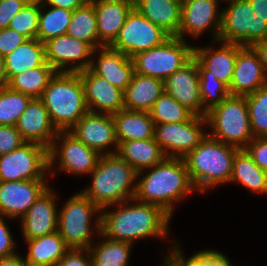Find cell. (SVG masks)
I'll return each instance as SVG.
<instances>
[{
    "instance_id": "cell-1",
    "label": "cell",
    "mask_w": 267,
    "mask_h": 266,
    "mask_svg": "<svg viewBox=\"0 0 267 266\" xmlns=\"http://www.w3.org/2000/svg\"><path fill=\"white\" fill-rule=\"evenodd\" d=\"M120 207V210L102 213L98 218L96 225L99 234L131 244L133 239L166 237L171 215L162 207L144 202L128 207L120 204Z\"/></svg>"
},
{
    "instance_id": "cell-2",
    "label": "cell",
    "mask_w": 267,
    "mask_h": 266,
    "mask_svg": "<svg viewBox=\"0 0 267 266\" xmlns=\"http://www.w3.org/2000/svg\"><path fill=\"white\" fill-rule=\"evenodd\" d=\"M151 168L152 171L136 184L133 200L158 205L171 215L173 201L195 188L186 164L183 158L165 157Z\"/></svg>"
},
{
    "instance_id": "cell-3",
    "label": "cell",
    "mask_w": 267,
    "mask_h": 266,
    "mask_svg": "<svg viewBox=\"0 0 267 266\" xmlns=\"http://www.w3.org/2000/svg\"><path fill=\"white\" fill-rule=\"evenodd\" d=\"M40 99L57 131H68L89 112L79 72H56Z\"/></svg>"
},
{
    "instance_id": "cell-4",
    "label": "cell",
    "mask_w": 267,
    "mask_h": 266,
    "mask_svg": "<svg viewBox=\"0 0 267 266\" xmlns=\"http://www.w3.org/2000/svg\"><path fill=\"white\" fill-rule=\"evenodd\" d=\"M96 168L92 171L93 182L82 191L101 210L116 203L134 199L136 185L129 191L137 172L116 152L101 153Z\"/></svg>"
},
{
    "instance_id": "cell-5",
    "label": "cell",
    "mask_w": 267,
    "mask_h": 266,
    "mask_svg": "<svg viewBox=\"0 0 267 266\" xmlns=\"http://www.w3.org/2000/svg\"><path fill=\"white\" fill-rule=\"evenodd\" d=\"M239 150L206 135L200 144L183 158L194 187L203 192L209 186L230 182L233 159Z\"/></svg>"
},
{
    "instance_id": "cell-6",
    "label": "cell",
    "mask_w": 267,
    "mask_h": 266,
    "mask_svg": "<svg viewBox=\"0 0 267 266\" xmlns=\"http://www.w3.org/2000/svg\"><path fill=\"white\" fill-rule=\"evenodd\" d=\"M205 118L214 129L209 136L215 140L244 149L254 138L245 96L229 95L207 111Z\"/></svg>"
},
{
    "instance_id": "cell-7",
    "label": "cell",
    "mask_w": 267,
    "mask_h": 266,
    "mask_svg": "<svg viewBox=\"0 0 267 266\" xmlns=\"http://www.w3.org/2000/svg\"><path fill=\"white\" fill-rule=\"evenodd\" d=\"M193 50L183 39L171 36L162 45L131 57L134 72L164 81L193 57Z\"/></svg>"
},
{
    "instance_id": "cell-8",
    "label": "cell",
    "mask_w": 267,
    "mask_h": 266,
    "mask_svg": "<svg viewBox=\"0 0 267 266\" xmlns=\"http://www.w3.org/2000/svg\"><path fill=\"white\" fill-rule=\"evenodd\" d=\"M229 1V7L221 12L219 41L253 47L267 37V23L256 17L248 0Z\"/></svg>"
},
{
    "instance_id": "cell-9",
    "label": "cell",
    "mask_w": 267,
    "mask_h": 266,
    "mask_svg": "<svg viewBox=\"0 0 267 266\" xmlns=\"http://www.w3.org/2000/svg\"><path fill=\"white\" fill-rule=\"evenodd\" d=\"M101 210L83 192L71 197L58 216L57 231L70 249L90 248L89 221Z\"/></svg>"
},
{
    "instance_id": "cell-10",
    "label": "cell",
    "mask_w": 267,
    "mask_h": 266,
    "mask_svg": "<svg viewBox=\"0 0 267 266\" xmlns=\"http://www.w3.org/2000/svg\"><path fill=\"white\" fill-rule=\"evenodd\" d=\"M48 169L49 149L35 142L0 156V181L44 180Z\"/></svg>"
},
{
    "instance_id": "cell-11",
    "label": "cell",
    "mask_w": 267,
    "mask_h": 266,
    "mask_svg": "<svg viewBox=\"0 0 267 266\" xmlns=\"http://www.w3.org/2000/svg\"><path fill=\"white\" fill-rule=\"evenodd\" d=\"M170 37L133 7L110 47L131 58L139 52L162 45Z\"/></svg>"
},
{
    "instance_id": "cell-12",
    "label": "cell",
    "mask_w": 267,
    "mask_h": 266,
    "mask_svg": "<svg viewBox=\"0 0 267 266\" xmlns=\"http://www.w3.org/2000/svg\"><path fill=\"white\" fill-rule=\"evenodd\" d=\"M205 121L204 116L194 115L184 122L155 124L154 139L166 157L184 158L206 137L200 126ZM167 149H170L171 153L168 154Z\"/></svg>"
},
{
    "instance_id": "cell-13",
    "label": "cell",
    "mask_w": 267,
    "mask_h": 266,
    "mask_svg": "<svg viewBox=\"0 0 267 266\" xmlns=\"http://www.w3.org/2000/svg\"><path fill=\"white\" fill-rule=\"evenodd\" d=\"M15 127L26 142H35L49 149V168L57 155V147L54 138L59 140L61 133L57 131L50 121L47 109L40 98H32L24 113L18 118ZM56 134V135H54ZM53 138V139H52Z\"/></svg>"
},
{
    "instance_id": "cell-14",
    "label": "cell",
    "mask_w": 267,
    "mask_h": 266,
    "mask_svg": "<svg viewBox=\"0 0 267 266\" xmlns=\"http://www.w3.org/2000/svg\"><path fill=\"white\" fill-rule=\"evenodd\" d=\"M267 73L259 53L252 46L237 44V57L233 78L229 86L230 95L246 96L267 85Z\"/></svg>"
},
{
    "instance_id": "cell-15",
    "label": "cell",
    "mask_w": 267,
    "mask_h": 266,
    "mask_svg": "<svg viewBox=\"0 0 267 266\" xmlns=\"http://www.w3.org/2000/svg\"><path fill=\"white\" fill-rule=\"evenodd\" d=\"M164 92L194 115L204 116V110L201 109L198 61L194 57L164 80Z\"/></svg>"
},
{
    "instance_id": "cell-16",
    "label": "cell",
    "mask_w": 267,
    "mask_h": 266,
    "mask_svg": "<svg viewBox=\"0 0 267 266\" xmlns=\"http://www.w3.org/2000/svg\"><path fill=\"white\" fill-rule=\"evenodd\" d=\"M46 62L57 72L72 61L83 60L76 66L64 70V72H80L90 68L92 59L86 60L95 51L88 43L68 36H57L44 43Z\"/></svg>"
},
{
    "instance_id": "cell-17",
    "label": "cell",
    "mask_w": 267,
    "mask_h": 266,
    "mask_svg": "<svg viewBox=\"0 0 267 266\" xmlns=\"http://www.w3.org/2000/svg\"><path fill=\"white\" fill-rule=\"evenodd\" d=\"M47 188L44 180L0 181V216L23 217Z\"/></svg>"
},
{
    "instance_id": "cell-18",
    "label": "cell",
    "mask_w": 267,
    "mask_h": 266,
    "mask_svg": "<svg viewBox=\"0 0 267 266\" xmlns=\"http://www.w3.org/2000/svg\"><path fill=\"white\" fill-rule=\"evenodd\" d=\"M70 131L89 148L99 154L110 144L117 146L115 123L112 114L86 113Z\"/></svg>"
},
{
    "instance_id": "cell-19",
    "label": "cell",
    "mask_w": 267,
    "mask_h": 266,
    "mask_svg": "<svg viewBox=\"0 0 267 266\" xmlns=\"http://www.w3.org/2000/svg\"><path fill=\"white\" fill-rule=\"evenodd\" d=\"M89 112L97 113L95 105L105 114H115L124 109L123 91L93 73L89 68L79 72Z\"/></svg>"
},
{
    "instance_id": "cell-20",
    "label": "cell",
    "mask_w": 267,
    "mask_h": 266,
    "mask_svg": "<svg viewBox=\"0 0 267 266\" xmlns=\"http://www.w3.org/2000/svg\"><path fill=\"white\" fill-rule=\"evenodd\" d=\"M96 13L97 33L102 46H110L117 38L128 13L134 7L133 0H89Z\"/></svg>"
},
{
    "instance_id": "cell-21",
    "label": "cell",
    "mask_w": 267,
    "mask_h": 266,
    "mask_svg": "<svg viewBox=\"0 0 267 266\" xmlns=\"http://www.w3.org/2000/svg\"><path fill=\"white\" fill-rule=\"evenodd\" d=\"M216 10L217 0H188L182 3L178 37L183 39V34L187 32L198 36L213 24L216 30L215 41H218L222 14H217Z\"/></svg>"
},
{
    "instance_id": "cell-22",
    "label": "cell",
    "mask_w": 267,
    "mask_h": 266,
    "mask_svg": "<svg viewBox=\"0 0 267 266\" xmlns=\"http://www.w3.org/2000/svg\"><path fill=\"white\" fill-rule=\"evenodd\" d=\"M52 193L47 188L22 217V231L26 240L57 231L58 215Z\"/></svg>"
},
{
    "instance_id": "cell-23",
    "label": "cell",
    "mask_w": 267,
    "mask_h": 266,
    "mask_svg": "<svg viewBox=\"0 0 267 266\" xmlns=\"http://www.w3.org/2000/svg\"><path fill=\"white\" fill-rule=\"evenodd\" d=\"M101 49L97 64L95 65L93 59L89 69L124 91L134 74L132 59L110 46H102Z\"/></svg>"
},
{
    "instance_id": "cell-24",
    "label": "cell",
    "mask_w": 267,
    "mask_h": 266,
    "mask_svg": "<svg viewBox=\"0 0 267 266\" xmlns=\"http://www.w3.org/2000/svg\"><path fill=\"white\" fill-rule=\"evenodd\" d=\"M60 146V167L68 172L82 174L91 173L101 156L96 150L89 148L70 131L64 133Z\"/></svg>"
},
{
    "instance_id": "cell-25",
    "label": "cell",
    "mask_w": 267,
    "mask_h": 266,
    "mask_svg": "<svg viewBox=\"0 0 267 266\" xmlns=\"http://www.w3.org/2000/svg\"><path fill=\"white\" fill-rule=\"evenodd\" d=\"M182 4L176 0H134V8L170 36L178 37Z\"/></svg>"
},
{
    "instance_id": "cell-26",
    "label": "cell",
    "mask_w": 267,
    "mask_h": 266,
    "mask_svg": "<svg viewBox=\"0 0 267 266\" xmlns=\"http://www.w3.org/2000/svg\"><path fill=\"white\" fill-rule=\"evenodd\" d=\"M164 92V81L134 72L127 88L123 91L124 109L149 111Z\"/></svg>"
},
{
    "instance_id": "cell-27",
    "label": "cell",
    "mask_w": 267,
    "mask_h": 266,
    "mask_svg": "<svg viewBox=\"0 0 267 266\" xmlns=\"http://www.w3.org/2000/svg\"><path fill=\"white\" fill-rule=\"evenodd\" d=\"M193 57L206 70L212 72L217 80L229 88L235 68L237 44L225 43L217 51H212L210 48L194 47Z\"/></svg>"
},
{
    "instance_id": "cell-28",
    "label": "cell",
    "mask_w": 267,
    "mask_h": 266,
    "mask_svg": "<svg viewBox=\"0 0 267 266\" xmlns=\"http://www.w3.org/2000/svg\"><path fill=\"white\" fill-rule=\"evenodd\" d=\"M117 142V154L135 169L137 176L143 169L159 164L166 157L154 138Z\"/></svg>"
},
{
    "instance_id": "cell-29",
    "label": "cell",
    "mask_w": 267,
    "mask_h": 266,
    "mask_svg": "<svg viewBox=\"0 0 267 266\" xmlns=\"http://www.w3.org/2000/svg\"><path fill=\"white\" fill-rule=\"evenodd\" d=\"M117 141L154 138V121L148 111L120 110L112 115Z\"/></svg>"
},
{
    "instance_id": "cell-30",
    "label": "cell",
    "mask_w": 267,
    "mask_h": 266,
    "mask_svg": "<svg viewBox=\"0 0 267 266\" xmlns=\"http://www.w3.org/2000/svg\"><path fill=\"white\" fill-rule=\"evenodd\" d=\"M46 63L45 46L37 38L27 39L13 52L4 56L5 73L8 82L25 70L43 66Z\"/></svg>"
},
{
    "instance_id": "cell-31",
    "label": "cell",
    "mask_w": 267,
    "mask_h": 266,
    "mask_svg": "<svg viewBox=\"0 0 267 266\" xmlns=\"http://www.w3.org/2000/svg\"><path fill=\"white\" fill-rule=\"evenodd\" d=\"M26 241L29 252L25 261L36 266H56L70 250L58 231Z\"/></svg>"
},
{
    "instance_id": "cell-32",
    "label": "cell",
    "mask_w": 267,
    "mask_h": 266,
    "mask_svg": "<svg viewBox=\"0 0 267 266\" xmlns=\"http://www.w3.org/2000/svg\"><path fill=\"white\" fill-rule=\"evenodd\" d=\"M235 180L254 192L267 193V171L259 168L244 149L233 159L230 182Z\"/></svg>"
},
{
    "instance_id": "cell-33",
    "label": "cell",
    "mask_w": 267,
    "mask_h": 266,
    "mask_svg": "<svg viewBox=\"0 0 267 266\" xmlns=\"http://www.w3.org/2000/svg\"><path fill=\"white\" fill-rule=\"evenodd\" d=\"M56 72L57 71L46 62L43 66L25 70L15 75L8 82V86L12 90L29 95L32 98H40Z\"/></svg>"
},
{
    "instance_id": "cell-34",
    "label": "cell",
    "mask_w": 267,
    "mask_h": 266,
    "mask_svg": "<svg viewBox=\"0 0 267 266\" xmlns=\"http://www.w3.org/2000/svg\"><path fill=\"white\" fill-rule=\"evenodd\" d=\"M67 35L88 43L94 50L99 47L97 19L93 4L89 1L73 11Z\"/></svg>"
},
{
    "instance_id": "cell-35",
    "label": "cell",
    "mask_w": 267,
    "mask_h": 266,
    "mask_svg": "<svg viewBox=\"0 0 267 266\" xmlns=\"http://www.w3.org/2000/svg\"><path fill=\"white\" fill-rule=\"evenodd\" d=\"M96 249H88L92 254V266H127L131 243L106 239Z\"/></svg>"
},
{
    "instance_id": "cell-36",
    "label": "cell",
    "mask_w": 267,
    "mask_h": 266,
    "mask_svg": "<svg viewBox=\"0 0 267 266\" xmlns=\"http://www.w3.org/2000/svg\"><path fill=\"white\" fill-rule=\"evenodd\" d=\"M73 11L52 7L47 13L40 9L37 39L45 43L47 40L67 34Z\"/></svg>"
},
{
    "instance_id": "cell-37",
    "label": "cell",
    "mask_w": 267,
    "mask_h": 266,
    "mask_svg": "<svg viewBox=\"0 0 267 266\" xmlns=\"http://www.w3.org/2000/svg\"><path fill=\"white\" fill-rule=\"evenodd\" d=\"M154 124L179 123L190 120L194 114L165 92L148 111Z\"/></svg>"
},
{
    "instance_id": "cell-38",
    "label": "cell",
    "mask_w": 267,
    "mask_h": 266,
    "mask_svg": "<svg viewBox=\"0 0 267 266\" xmlns=\"http://www.w3.org/2000/svg\"><path fill=\"white\" fill-rule=\"evenodd\" d=\"M31 99V96L14 91L9 86L1 88L0 125L15 126Z\"/></svg>"
},
{
    "instance_id": "cell-39",
    "label": "cell",
    "mask_w": 267,
    "mask_h": 266,
    "mask_svg": "<svg viewBox=\"0 0 267 266\" xmlns=\"http://www.w3.org/2000/svg\"><path fill=\"white\" fill-rule=\"evenodd\" d=\"M198 71H199V90H200V97L202 101V106L208 102V100L214 97L212 102L209 104L207 103L203 110H204V117L206 112L212 109L213 107L220 105L229 95L228 87L216 79L212 72L206 70L199 62H198ZM211 82L214 85L210 84ZM218 94V96H217ZM216 95V96H215Z\"/></svg>"
},
{
    "instance_id": "cell-40",
    "label": "cell",
    "mask_w": 267,
    "mask_h": 266,
    "mask_svg": "<svg viewBox=\"0 0 267 266\" xmlns=\"http://www.w3.org/2000/svg\"><path fill=\"white\" fill-rule=\"evenodd\" d=\"M245 97L254 138L267 137V85Z\"/></svg>"
},
{
    "instance_id": "cell-41",
    "label": "cell",
    "mask_w": 267,
    "mask_h": 266,
    "mask_svg": "<svg viewBox=\"0 0 267 266\" xmlns=\"http://www.w3.org/2000/svg\"><path fill=\"white\" fill-rule=\"evenodd\" d=\"M42 5L43 1L30 0L27 5L12 18L8 27L24 35L27 39L36 38Z\"/></svg>"
},
{
    "instance_id": "cell-42",
    "label": "cell",
    "mask_w": 267,
    "mask_h": 266,
    "mask_svg": "<svg viewBox=\"0 0 267 266\" xmlns=\"http://www.w3.org/2000/svg\"><path fill=\"white\" fill-rule=\"evenodd\" d=\"M165 258L171 266H231L226 256L212 250L198 252L185 261L181 252L174 247V252L172 251L170 257Z\"/></svg>"
},
{
    "instance_id": "cell-43",
    "label": "cell",
    "mask_w": 267,
    "mask_h": 266,
    "mask_svg": "<svg viewBox=\"0 0 267 266\" xmlns=\"http://www.w3.org/2000/svg\"><path fill=\"white\" fill-rule=\"evenodd\" d=\"M26 141L15 126L0 125V156L20 148Z\"/></svg>"
},
{
    "instance_id": "cell-44",
    "label": "cell",
    "mask_w": 267,
    "mask_h": 266,
    "mask_svg": "<svg viewBox=\"0 0 267 266\" xmlns=\"http://www.w3.org/2000/svg\"><path fill=\"white\" fill-rule=\"evenodd\" d=\"M244 150L259 168L267 171V137L253 138Z\"/></svg>"
},
{
    "instance_id": "cell-45",
    "label": "cell",
    "mask_w": 267,
    "mask_h": 266,
    "mask_svg": "<svg viewBox=\"0 0 267 266\" xmlns=\"http://www.w3.org/2000/svg\"><path fill=\"white\" fill-rule=\"evenodd\" d=\"M26 40L27 38L24 35L19 34L9 27L0 29V55L4 57L13 52L15 48L23 44Z\"/></svg>"
},
{
    "instance_id": "cell-46",
    "label": "cell",
    "mask_w": 267,
    "mask_h": 266,
    "mask_svg": "<svg viewBox=\"0 0 267 266\" xmlns=\"http://www.w3.org/2000/svg\"><path fill=\"white\" fill-rule=\"evenodd\" d=\"M30 0H0V29L9 26L12 18L20 12Z\"/></svg>"
},
{
    "instance_id": "cell-47",
    "label": "cell",
    "mask_w": 267,
    "mask_h": 266,
    "mask_svg": "<svg viewBox=\"0 0 267 266\" xmlns=\"http://www.w3.org/2000/svg\"><path fill=\"white\" fill-rule=\"evenodd\" d=\"M83 249H70L56 264V266H92V258L87 249V258L80 253ZM90 260V261H89Z\"/></svg>"
},
{
    "instance_id": "cell-48",
    "label": "cell",
    "mask_w": 267,
    "mask_h": 266,
    "mask_svg": "<svg viewBox=\"0 0 267 266\" xmlns=\"http://www.w3.org/2000/svg\"><path fill=\"white\" fill-rule=\"evenodd\" d=\"M0 216V258L12 256L16 254L13 250L14 241L11 237V233L5 225V222Z\"/></svg>"
},
{
    "instance_id": "cell-49",
    "label": "cell",
    "mask_w": 267,
    "mask_h": 266,
    "mask_svg": "<svg viewBox=\"0 0 267 266\" xmlns=\"http://www.w3.org/2000/svg\"><path fill=\"white\" fill-rule=\"evenodd\" d=\"M43 1H46L45 5L49 4L52 7H59L71 11L80 8L84 6L87 2H89V0H43Z\"/></svg>"
},
{
    "instance_id": "cell-50",
    "label": "cell",
    "mask_w": 267,
    "mask_h": 266,
    "mask_svg": "<svg viewBox=\"0 0 267 266\" xmlns=\"http://www.w3.org/2000/svg\"><path fill=\"white\" fill-rule=\"evenodd\" d=\"M256 17L267 23V0H248Z\"/></svg>"
},
{
    "instance_id": "cell-51",
    "label": "cell",
    "mask_w": 267,
    "mask_h": 266,
    "mask_svg": "<svg viewBox=\"0 0 267 266\" xmlns=\"http://www.w3.org/2000/svg\"><path fill=\"white\" fill-rule=\"evenodd\" d=\"M253 48L259 53L264 71L267 72V37L258 41Z\"/></svg>"
},
{
    "instance_id": "cell-52",
    "label": "cell",
    "mask_w": 267,
    "mask_h": 266,
    "mask_svg": "<svg viewBox=\"0 0 267 266\" xmlns=\"http://www.w3.org/2000/svg\"><path fill=\"white\" fill-rule=\"evenodd\" d=\"M25 263L26 261L21 259V257L17 254L0 258V266H24Z\"/></svg>"
},
{
    "instance_id": "cell-53",
    "label": "cell",
    "mask_w": 267,
    "mask_h": 266,
    "mask_svg": "<svg viewBox=\"0 0 267 266\" xmlns=\"http://www.w3.org/2000/svg\"><path fill=\"white\" fill-rule=\"evenodd\" d=\"M8 86V80L5 73L4 57L0 55V89Z\"/></svg>"
},
{
    "instance_id": "cell-54",
    "label": "cell",
    "mask_w": 267,
    "mask_h": 266,
    "mask_svg": "<svg viewBox=\"0 0 267 266\" xmlns=\"http://www.w3.org/2000/svg\"><path fill=\"white\" fill-rule=\"evenodd\" d=\"M176 1H178L179 3H184V2H186V1H188V0H176Z\"/></svg>"
},
{
    "instance_id": "cell-55",
    "label": "cell",
    "mask_w": 267,
    "mask_h": 266,
    "mask_svg": "<svg viewBox=\"0 0 267 266\" xmlns=\"http://www.w3.org/2000/svg\"><path fill=\"white\" fill-rule=\"evenodd\" d=\"M24 266H36V265H32L26 262Z\"/></svg>"
}]
</instances>
